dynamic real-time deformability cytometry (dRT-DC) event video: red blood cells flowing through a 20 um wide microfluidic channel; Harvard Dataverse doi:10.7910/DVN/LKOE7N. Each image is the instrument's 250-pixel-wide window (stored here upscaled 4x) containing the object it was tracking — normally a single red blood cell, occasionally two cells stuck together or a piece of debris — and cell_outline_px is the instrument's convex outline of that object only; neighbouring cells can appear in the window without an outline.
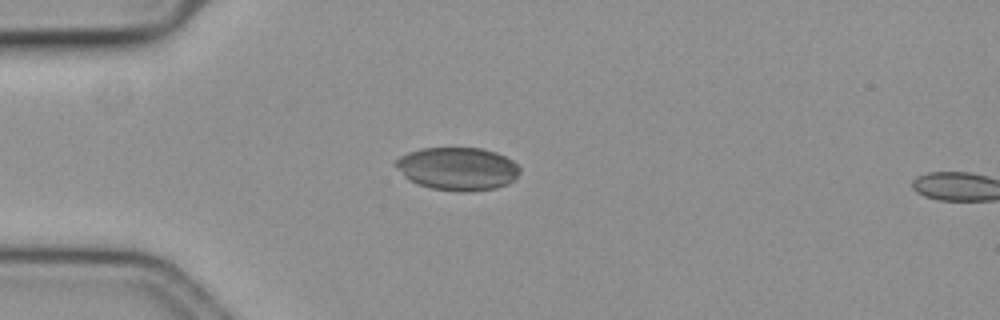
{"species": "common noctule bat (a hibernating species)", "species_latin": "Nyctalus noctula", "temperature_condition": "cold", "stored_images_in_passage": 17, "camera_frame_rate_fps": 3000, "um_per_image_px": 0.085, "animal": {"sex": "female", "body_mass_g": 19.3, "forearm_length_mm": 54.1}, "frame": {"image": 1, "passage_image": 15, "time_ms": 4.667, "image_size_px": [1000, 320], "cell_outline_px": [[520, 172], [508, 184], [496, 188], [468, 192], [456, 192], [432, 188], [416, 184], [408, 180], [392, 164], [400, 156], [408, 152], [420, 148], [484, 148], [496, 152], [512, 160], [520, 168]], "centroid_in_image_um": [38.86, 14.35], "position_along_channel_um": 46.1, "area_um2": 31.39}}